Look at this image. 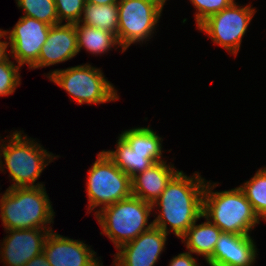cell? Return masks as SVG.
Instances as JSON below:
<instances>
[{
	"instance_id": "1",
	"label": "cell",
	"mask_w": 266,
	"mask_h": 266,
	"mask_svg": "<svg viewBox=\"0 0 266 266\" xmlns=\"http://www.w3.org/2000/svg\"><path fill=\"white\" fill-rule=\"evenodd\" d=\"M197 173V174H196ZM188 177L178 171L168 182L160 197L152 204L161 210L152 221L167 235L169 231L181 238L188 228L202 218L203 195L206 184L199 172ZM168 224L171 229L168 230Z\"/></svg>"
},
{
	"instance_id": "2",
	"label": "cell",
	"mask_w": 266,
	"mask_h": 266,
	"mask_svg": "<svg viewBox=\"0 0 266 266\" xmlns=\"http://www.w3.org/2000/svg\"><path fill=\"white\" fill-rule=\"evenodd\" d=\"M206 182L203 195L202 217L216 225L222 232L250 235L260 223V218L243 191L236 187L231 190L213 192L216 183Z\"/></svg>"
},
{
	"instance_id": "3",
	"label": "cell",
	"mask_w": 266,
	"mask_h": 266,
	"mask_svg": "<svg viewBox=\"0 0 266 266\" xmlns=\"http://www.w3.org/2000/svg\"><path fill=\"white\" fill-rule=\"evenodd\" d=\"M44 186L7 188L0 199L2 225L10 229H47L54 210Z\"/></svg>"
},
{
	"instance_id": "4",
	"label": "cell",
	"mask_w": 266,
	"mask_h": 266,
	"mask_svg": "<svg viewBox=\"0 0 266 266\" xmlns=\"http://www.w3.org/2000/svg\"><path fill=\"white\" fill-rule=\"evenodd\" d=\"M153 208L151 203L133 195L101 208L95 212L103 231L100 234L107 235L119 249L153 226V222L148 223Z\"/></svg>"
},
{
	"instance_id": "5",
	"label": "cell",
	"mask_w": 266,
	"mask_h": 266,
	"mask_svg": "<svg viewBox=\"0 0 266 266\" xmlns=\"http://www.w3.org/2000/svg\"><path fill=\"white\" fill-rule=\"evenodd\" d=\"M21 133L16 130L10 135L8 144H4V139H1L3 141V144H0L1 156L12 181L15 182L9 188L44 186L42 183L34 182L56 156L42 148L33 138H28L26 135L23 137Z\"/></svg>"
},
{
	"instance_id": "6",
	"label": "cell",
	"mask_w": 266,
	"mask_h": 266,
	"mask_svg": "<svg viewBox=\"0 0 266 266\" xmlns=\"http://www.w3.org/2000/svg\"><path fill=\"white\" fill-rule=\"evenodd\" d=\"M47 78L63 88L78 104H100L119 99L117 90L105 79L102 70L90 64L57 69Z\"/></svg>"
},
{
	"instance_id": "7",
	"label": "cell",
	"mask_w": 266,
	"mask_h": 266,
	"mask_svg": "<svg viewBox=\"0 0 266 266\" xmlns=\"http://www.w3.org/2000/svg\"><path fill=\"white\" fill-rule=\"evenodd\" d=\"M87 195L88 210L104 208L132 195L131 177L122 171L104 151L88 170Z\"/></svg>"
},
{
	"instance_id": "8",
	"label": "cell",
	"mask_w": 266,
	"mask_h": 266,
	"mask_svg": "<svg viewBox=\"0 0 266 266\" xmlns=\"http://www.w3.org/2000/svg\"><path fill=\"white\" fill-rule=\"evenodd\" d=\"M117 40L126 51L132 43L150 39L163 8L153 0H120L118 3ZM149 37V38H148Z\"/></svg>"
},
{
	"instance_id": "9",
	"label": "cell",
	"mask_w": 266,
	"mask_h": 266,
	"mask_svg": "<svg viewBox=\"0 0 266 266\" xmlns=\"http://www.w3.org/2000/svg\"><path fill=\"white\" fill-rule=\"evenodd\" d=\"M256 10L252 6H240L235 1L224 10L211 15L197 28L229 53L237 55L242 38Z\"/></svg>"
},
{
	"instance_id": "10",
	"label": "cell",
	"mask_w": 266,
	"mask_h": 266,
	"mask_svg": "<svg viewBox=\"0 0 266 266\" xmlns=\"http://www.w3.org/2000/svg\"><path fill=\"white\" fill-rule=\"evenodd\" d=\"M50 27L35 18L22 16L11 31L5 30L4 39L8 38L11 47L8 54L11 53L21 67L27 64L31 68L38 61Z\"/></svg>"
},
{
	"instance_id": "11",
	"label": "cell",
	"mask_w": 266,
	"mask_h": 266,
	"mask_svg": "<svg viewBox=\"0 0 266 266\" xmlns=\"http://www.w3.org/2000/svg\"><path fill=\"white\" fill-rule=\"evenodd\" d=\"M166 239L167 234L153 225L118 249L113 266H154L166 248Z\"/></svg>"
},
{
	"instance_id": "12",
	"label": "cell",
	"mask_w": 266,
	"mask_h": 266,
	"mask_svg": "<svg viewBox=\"0 0 266 266\" xmlns=\"http://www.w3.org/2000/svg\"><path fill=\"white\" fill-rule=\"evenodd\" d=\"M49 229V230H48ZM48 229H10L2 242L1 259L8 266H24L34 256L43 252L45 240L53 231L51 226Z\"/></svg>"
},
{
	"instance_id": "13",
	"label": "cell",
	"mask_w": 266,
	"mask_h": 266,
	"mask_svg": "<svg viewBox=\"0 0 266 266\" xmlns=\"http://www.w3.org/2000/svg\"><path fill=\"white\" fill-rule=\"evenodd\" d=\"M43 253L51 266H103L96 252L83 241L73 240L50 231Z\"/></svg>"
},
{
	"instance_id": "14",
	"label": "cell",
	"mask_w": 266,
	"mask_h": 266,
	"mask_svg": "<svg viewBox=\"0 0 266 266\" xmlns=\"http://www.w3.org/2000/svg\"><path fill=\"white\" fill-rule=\"evenodd\" d=\"M256 255L257 248L250 235L222 232L207 263L209 266H252Z\"/></svg>"
},
{
	"instance_id": "15",
	"label": "cell",
	"mask_w": 266,
	"mask_h": 266,
	"mask_svg": "<svg viewBox=\"0 0 266 266\" xmlns=\"http://www.w3.org/2000/svg\"><path fill=\"white\" fill-rule=\"evenodd\" d=\"M75 24H57L50 27L41 48L38 61L30 68L37 69L65 62L78 54Z\"/></svg>"
},
{
	"instance_id": "16",
	"label": "cell",
	"mask_w": 266,
	"mask_h": 266,
	"mask_svg": "<svg viewBox=\"0 0 266 266\" xmlns=\"http://www.w3.org/2000/svg\"><path fill=\"white\" fill-rule=\"evenodd\" d=\"M165 161L153 163L131 179L132 195L153 204L165 190L168 182L179 171Z\"/></svg>"
},
{
	"instance_id": "17",
	"label": "cell",
	"mask_w": 266,
	"mask_h": 266,
	"mask_svg": "<svg viewBox=\"0 0 266 266\" xmlns=\"http://www.w3.org/2000/svg\"><path fill=\"white\" fill-rule=\"evenodd\" d=\"M206 220L199 225L195 222L180 239L185 243L189 252L201 255L207 261L213 255L222 231L208 219Z\"/></svg>"
},
{
	"instance_id": "18",
	"label": "cell",
	"mask_w": 266,
	"mask_h": 266,
	"mask_svg": "<svg viewBox=\"0 0 266 266\" xmlns=\"http://www.w3.org/2000/svg\"><path fill=\"white\" fill-rule=\"evenodd\" d=\"M103 151L131 179L156 163L150 154L135 153L121 136H118L116 150Z\"/></svg>"
},
{
	"instance_id": "19",
	"label": "cell",
	"mask_w": 266,
	"mask_h": 266,
	"mask_svg": "<svg viewBox=\"0 0 266 266\" xmlns=\"http://www.w3.org/2000/svg\"><path fill=\"white\" fill-rule=\"evenodd\" d=\"M77 48L78 52L85 48L92 54H103L109 51L113 46L120 47L117 37L114 33L95 27L76 23Z\"/></svg>"
},
{
	"instance_id": "20",
	"label": "cell",
	"mask_w": 266,
	"mask_h": 266,
	"mask_svg": "<svg viewBox=\"0 0 266 266\" xmlns=\"http://www.w3.org/2000/svg\"><path fill=\"white\" fill-rule=\"evenodd\" d=\"M135 153L150 154L151 159L156 162L162 160V141L156 132L149 127H138L128 129L119 134ZM162 140V141H161Z\"/></svg>"
},
{
	"instance_id": "21",
	"label": "cell",
	"mask_w": 266,
	"mask_h": 266,
	"mask_svg": "<svg viewBox=\"0 0 266 266\" xmlns=\"http://www.w3.org/2000/svg\"><path fill=\"white\" fill-rule=\"evenodd\" d=\"M82 15L83 18H80L79 23L82 22L86 26L110 31L117 36L118 4L85 3Z\"/></svg>"
},
{
	"instance_id": "22",
	"label": "cell",
	"mask_w": 266,
	"mask_h": 266,
	"mask_svg": "<svg viewBox=\"0 0 266 266\" xmlns=\"http://www.w3.org/2000/svg\"><path fill=\"white\" fill-rule=\"evenodd\" d=\"M259 218L266 221V167L239 187Z\"/></svg>"
},
{
	"instance_id": "23",
	"label": "cell",
	"mask_w": 266,
	"mask_h": 266,
	"mask_svg": "<svg viewBox=\"0 0 266 266\" xmlns=\"http://www.w3.org/2000/svg\"><path fill=\"white\" fill-rule=\"evenodd\" d=\"M16 2L24 11L23 16L35 18L50 26L59 24L54 0H16Z\"/></svg>"
},
{
	"instance_id": "24",
	"label": "cell",
	"mask_w": 266,
	"mask_h": 266,
	"mask_svg": "<svg viewBox=\"0 0 266 266\" xmlns=\"http://www.w3.org/2000/svg\"><path fill=\"white\" fill-rule=\"evenodd\" d=\"M20 65L14 64L10 59L4 63H0V96L13 94L20 85Z\"/></svg>"
},
{
	"instance_id": "25",
	"label": "cell",
	"mask_w": 266,
	"mask_h": 266,
	"mask_svg": "<svg viewBox=\"0 0 266 266\" xmlns=\"http://www.w3.org/2000/svg\"><path fill=\"white\" fill-rule=\"evenodd\" d=\"M56 5L59 24L66 21V24L79 23L85 5V0H54Z\"/></svg>"
},
{
	"instance_id": "26",
	"label": "cell",
	"mask_w": 266,
	"mask_h": 266,
	"mask_svg": "<svg viewBox=\"0 0 266 266\" xmlns=\"http://www.w3.org/2000/svg\"><path fill=\"white\" fill-rule=\"evenodd\" d=\"M235 0H190L197 9L195 20L197 27L208 17L229 7Z\"/></svg>"
},
{
	"instance_id": "27",
	"label": "cell",
	"mask_w": 266,
	"mask_h": 266,
	"mask_svg": "<svg viewBox=\"0 0 266 266\" xmlns=\"http://www.w3.org/2000/svg\"><path fill=\"white\" fill-rule=\"evenodd\" d=\"M169 266H198L191 252H183L171 259Z\"/></svg>"
},
{
	"instance_id": "28",
	"label": "cell",
	"mask_w": 266,
	"mask_h": 266,
	"mask_svg": "<svg viewBox=\"0 0 266 266\" xmlns=\"http://www.w3.org/2000/svg\"><path fill=\"white\" fill-rule=\"evenodd\" d=\"M24 266H51L47 257L42 252L39 255L34 256L29 262H27Z\"/></svg>"
},
{
	"instance_id": "29",
	"label": "cell",
	"mask_w": 266,
	"mask_h": 266,
	"mask_svg": "<svg viewBox=\"0 0 266 266\" xmlns=\"http://www.w3.org/2000/svg\"><path fill=\"white\" fill-rule=\"evenodd\" d=\"M8 45L9 43L7 41H0V63H4L9 59L7 54Z\"/></svg>"
},
{
	"instance_id": "30",
	"label": "cell",
	"mask_w": 266,
	"mask_h": 266,
	"mask_svg": "<svg viewBox=\"0 0 266 266\" xmlns=\"http://www.w3.org/2000/svg\"><path fill=\"white\" fill-rule=\"evenodd\" d=\"M119 1L120 0H85V3L107 5V4H117Z\"/></svg>"
},
{
	"instance_id": "31",
	"label": "cell",
	"mask_w": 266,
	"mask_h": 266,
	"mask_svg": "<svg viewBox=\"0 0 266 266\" xmlns=\"http://www.w3.org/2000/svg\"><path fill=\"white\" fill-rule=\"evenodd\" d=\"M153 1L156 2L162 8L164 7V5L166 3V0H153Z\"/></svg>"
},
{
	"instance_id": "32",
	"label": "cell",
	"mask_w": 266,
	"mask_h": 266,
	"mask_svg": "<svg viewBox=\"0 0 266 266\" xmlns=\"http://www.w3.org/2000/svg\"><path fill=\"white\" fill-rule=\"evenodd\" d=\"M1 149H2V147H0V170L3 171L2 169L5 167L3 166V162L1 160Z\"/></svg>"
},
{
	"instance_id": "33",
	"label": "cell",
	"mask_w": 266,
	"mask_h": 266,
	"mask_svg": "<svg viewBox=\"0 0 266 266\" xmlns=\"http://www.w3.org/2000/svg\"><path fill=\"white\" fill-rule=\"evenodd\" d=\"M4 36H5V30L0 29V39L3 38Z\"/></svg>"
}]
</instances>
